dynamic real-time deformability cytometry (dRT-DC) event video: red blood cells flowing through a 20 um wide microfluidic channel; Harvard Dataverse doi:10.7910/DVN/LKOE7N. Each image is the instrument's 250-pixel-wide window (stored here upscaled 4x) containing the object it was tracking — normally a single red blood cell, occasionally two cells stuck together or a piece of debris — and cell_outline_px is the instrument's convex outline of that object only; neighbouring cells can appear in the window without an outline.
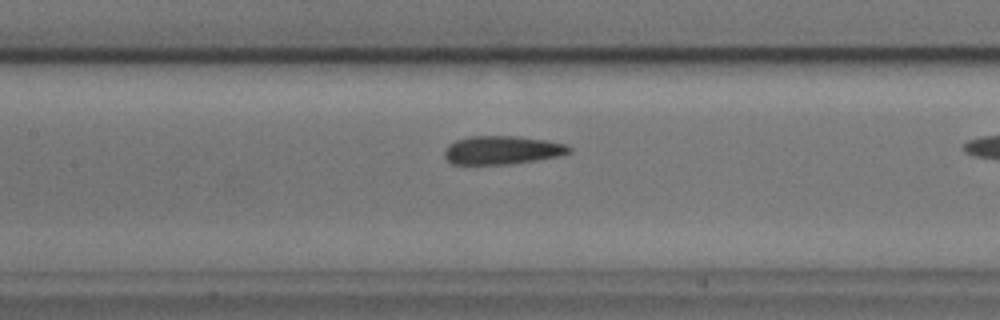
{"species": "common noctule bat (a hibernating species)", "species_latin": "Nyctalus noctula", "temperature_condition": "cold", "stored_images_in_passage": 10, "camera_frame_rate_fps": 3000, "um_per_image_px": 0.085, "animal": {"sex": "male", "body_mass_g": 17.9, "forearm_length_mm": 54.2}, "frame": {"image": 1, "passage_image": 9, "time_ms": 2.667, "image_size_px": [1000, 320], "cell_outline_px": [[572, 152], [560, 156], [512, 164], [452, 164], [444, 156], [444, 148], [448, 144], [456, 140], [468, 136], [516, 136], [548, 140], [568, 144], [572, 148]], "centroid_in_image_um": [42.71, 12.75], "position_along_channel_um": 164.7, "area_um2": 20.98}}